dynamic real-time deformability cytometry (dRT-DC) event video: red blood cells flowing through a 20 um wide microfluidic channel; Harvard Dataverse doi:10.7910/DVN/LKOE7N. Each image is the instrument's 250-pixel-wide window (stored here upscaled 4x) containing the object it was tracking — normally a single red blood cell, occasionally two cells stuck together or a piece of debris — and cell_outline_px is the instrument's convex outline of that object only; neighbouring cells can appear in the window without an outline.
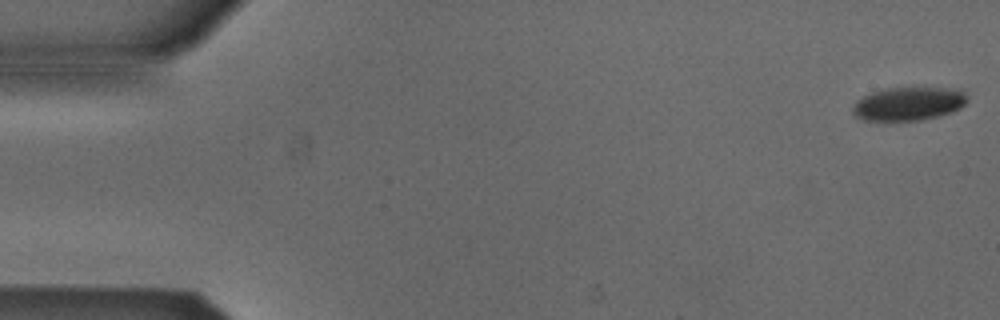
{"species": "Egyptian fruit bat (a non-hibernating species)", "species_latin": "Rousettus aegyptiacus", "temperature_condition": "cold", "stored_images_in_passage": 20, "camera_frame_rate_fps": 3000, "um_per_image_px": 0.085, "animal": {"sex": "male"}, "frame": {"image": 1, "passage_image": 1, "time_ms": 0.0, "image_size_px": [1000, 320], "cell_outline_px": [[968, 100], [960, 108], [952, 112], [920, 120], [864, 120], [856, 116], [852, 112], [852, 108], [856, 100], [872, 92], [888, 88], [956, 88], [964, 92], [968, 96]], "centroid_in_image_um": [77.24, 8.81], "position_along_channel_um": 7.8, "area_um2": 22.2}}
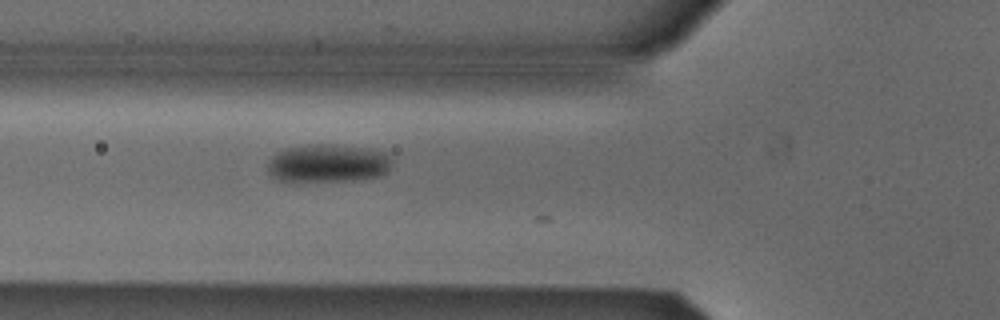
{"frame": {"image": 2, "passage_image": 19, "time_ms": 6.0, "image_size_px": [1000, 320], "cell_outline_px": [[392, 160], [388, 172], [376, 176], [352, 180], [296, 184], [280, 180], [272, 176], [268, 172], [268, 164], [272, 156], [276, 152], [284, 148], [320, 144], [324, 144], [372, 148], [384, 152]], "centroid_in_image_um": [27.83, 13.91], "position_along_channel_um": 98.0, "area_um2": 28.21}}